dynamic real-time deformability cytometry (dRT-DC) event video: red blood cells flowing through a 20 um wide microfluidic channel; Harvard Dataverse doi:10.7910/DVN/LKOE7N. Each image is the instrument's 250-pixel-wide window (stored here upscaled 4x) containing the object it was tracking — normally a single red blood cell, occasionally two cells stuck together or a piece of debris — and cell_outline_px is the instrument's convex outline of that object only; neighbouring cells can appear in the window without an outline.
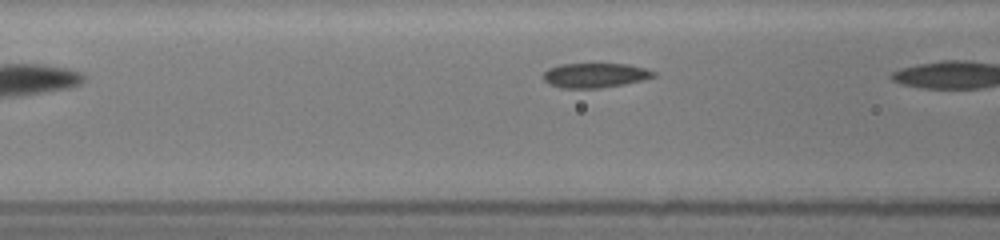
{"species": "common noctule bat (a hibernating species)", "species_latin": "Nyctalus noctula", "temperature_condition": "room temperature", "stored_images_in_passage": 7, "camera_frame_rate_fps": 3000, "um_per_image_px": 0.085, "animal": {"sex": "female", "body_mass_g": 19.5, "forearm_length_mm": 54.1}, "frame": {"image": 1, "passage_image": 6, "time_ms": 1.667, "image_size_px": [1000, 240], "cell_outline_px": [[656, 76], [624, 84], [600, 88], [560, 88], [548, 84], [544, 80], [544, 72], [548, 68], [560, 64], [628, 64], [644, 68], [656, 72]], "centroid_in_image_um": [50.55, 6.4], "position_along_channel_um": 116.1, "area_um2": 15.78}}